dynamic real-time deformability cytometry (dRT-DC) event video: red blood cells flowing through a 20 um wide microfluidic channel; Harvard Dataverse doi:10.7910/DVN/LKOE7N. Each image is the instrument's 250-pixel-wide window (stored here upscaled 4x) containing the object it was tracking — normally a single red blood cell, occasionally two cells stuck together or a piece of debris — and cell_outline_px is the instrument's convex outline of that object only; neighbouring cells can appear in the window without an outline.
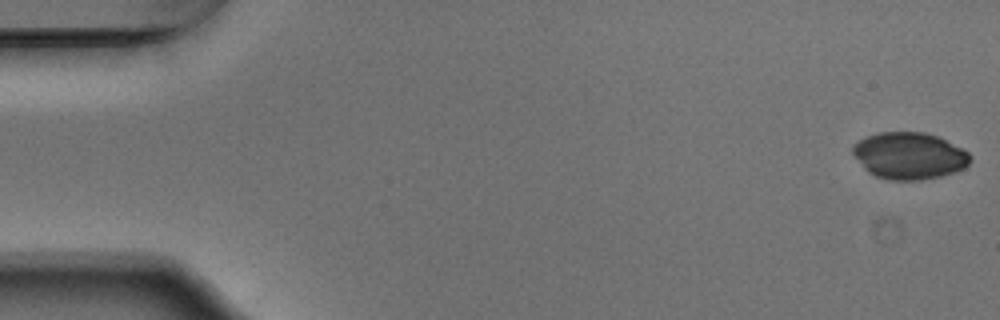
{"species": "Egyptian fruit bat (a non-hibernating species)", "species_latin": "Rousettus aegyptiacus", "temperature_condition": "warm", "stored_images_in_passage": 53, "camera_frame_rate_fps": 3000, "um_per_image_px": 0.085, "animal": {"sex": "male"}, "frame": {"image": 1, "passage_image": 1, "time_ms": 0.0, "image_size_px": [1000, 320], "cell_outline_px": [[968, 160], [960, 168], [928, 176], [884, 176], [872, 172], [868, 168], [856, 152], [856, 148], [864, 140], [872, 136], [892, 132], [912, 132], [932, 136], [964, 152], [968, 156]], "centroid_in_image_um": [77.29, 13.17], "position_along_channel_um": 7.7, "area_um2": 27.22}}
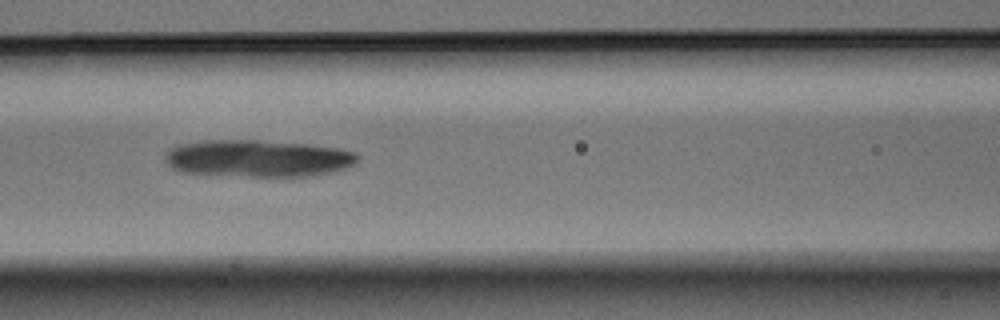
{"frame": {"image": 2, "passage_image": 23, "time_ms": 7.333, "image_size_px": [1000, 320], "cell_outline_px": [[352, 160], [344, 164], [296, 172], [260, 172], [188, 168], [176, 164], [172, 160], [172, 152], [180, 148], [204, 144], [256, 144], [316, 148], [344, 152], [352, 156]], "centroid_in_image_um": [21.89, 13.42], "position_along_channel_um": 144.7, "area_um2": 29.25}}
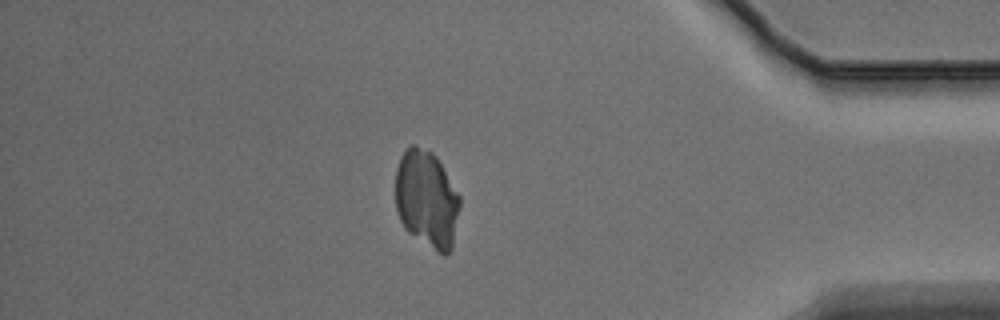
{"frame": {"image": 3, "passage_image": 46, "time_ms": 15.0, "image_size_px": [1000, 320], "cell_outline_px": [[460, 200], [448, 252], [440, 252], [412, 232], [404, 224], [400, 216], [396, 204], [396, 172], [400, 160], [404, 152], [408, 148], [416, 148], [428, 152], [440, 164]], "centroid_in_image_um": [36.23, 16.88], "position_along_channel_um": 399.0, "area_um2": 33.52}}